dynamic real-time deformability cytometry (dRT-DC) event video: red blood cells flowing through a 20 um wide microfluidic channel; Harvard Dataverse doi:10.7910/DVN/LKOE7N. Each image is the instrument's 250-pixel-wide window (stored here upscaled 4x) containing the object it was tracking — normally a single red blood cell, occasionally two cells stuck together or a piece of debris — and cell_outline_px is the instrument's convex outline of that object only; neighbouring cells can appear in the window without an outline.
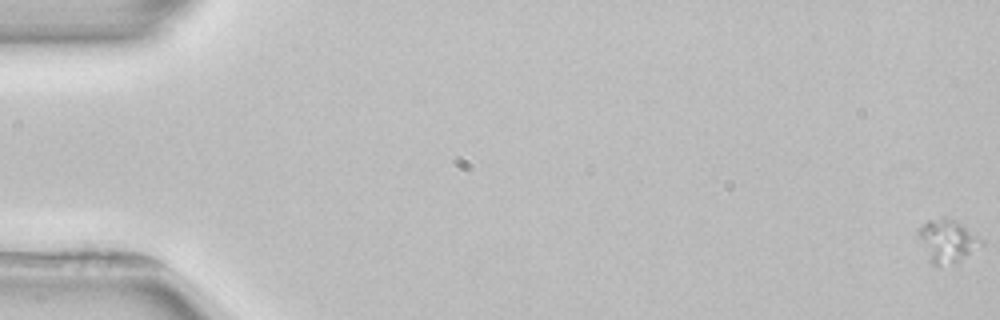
{"species": "common noctule bat (a hibernating species)", "species_latin": "Nyctalus noctula", "temperature_condition": "room temperature", "stored_images_in_passage": 5, "camera_frame_rate_fps": 3000, "um_per_image_px": 0.085, "animal": {"sex": "female", "body_mass_g": 22.7, "forearm_length_mm": 54.2}, "frame": {"image": 1, "passage_image": 1, "time_ms": 0.0, "image_size_px": [1000, 320], "cell_outline_px": [[984, 244], [964, 256], [956, 260], [936, 268], [928, 260], [916, 232], [928, 220], [944, 216], [960, 224], [984, 240]], "centroid_in_image_um": [80.47, 20.47], "position_along_channel_um": 4.5, "area_um2": 15.32}}
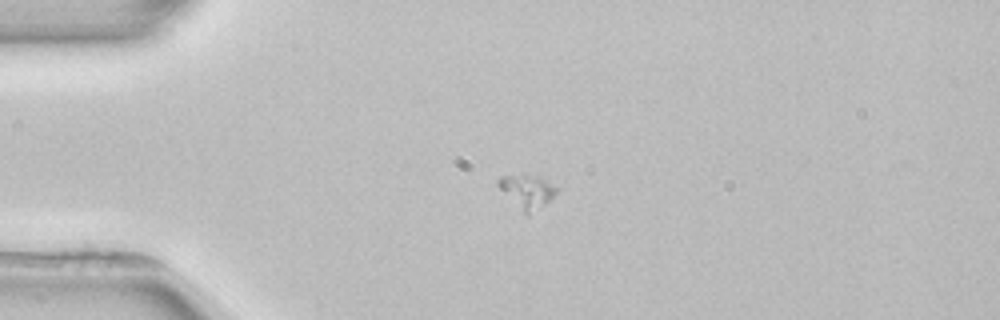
{"frame": {"image": 2, "passage_image": 4, "time_ms": 4.667, "image_size_px": [1000, 320], "cell_outline_px": [[556, 192], [544, 204], [528, 216], [496, 184], [496, 180], [500, 176], [540, 176], [556, 188]], "centroid_in_image_um": [44.78, 16.26], "position_along_channel_um": 40.2, "area_um2": 10.64}}